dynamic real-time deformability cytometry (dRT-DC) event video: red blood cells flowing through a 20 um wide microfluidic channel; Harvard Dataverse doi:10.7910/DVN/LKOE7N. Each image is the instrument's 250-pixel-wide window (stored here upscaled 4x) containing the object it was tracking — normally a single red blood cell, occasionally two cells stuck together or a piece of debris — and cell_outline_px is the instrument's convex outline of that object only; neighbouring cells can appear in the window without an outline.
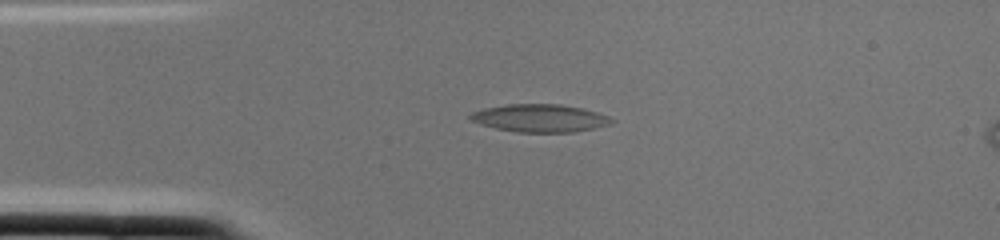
{"species": "common noctule bat (a hibernating species)", "species_latin": "Nyctalus noctula", "temperature_condition": "cold", "stored_images_in_passage": 2, "camera_frame_rate_fps": 3000, "um_per_image_px": 0.085, "animal": {"sex": "female", "body_mass_g": 22.0, "forearm_length_mm": 56.7}, "frame": {"image": 1, "passage_image": 1, "time_ms": 0.0, "image_size_px": [1000, 240], "cell_outline_px": [[616, 120], [612, 124], [596, 128], [576, 132], [520, 132], [496, 128], [480, 124], [472, 120], [468, 116], [472, 112], [484, 108], [508, 104], [560, 104], [584, 108], [608, 116]], "centroid_in_image_um": [45.94, 10.04], "position_along_channel_um": 39.1, "area_um2": 22.95}}